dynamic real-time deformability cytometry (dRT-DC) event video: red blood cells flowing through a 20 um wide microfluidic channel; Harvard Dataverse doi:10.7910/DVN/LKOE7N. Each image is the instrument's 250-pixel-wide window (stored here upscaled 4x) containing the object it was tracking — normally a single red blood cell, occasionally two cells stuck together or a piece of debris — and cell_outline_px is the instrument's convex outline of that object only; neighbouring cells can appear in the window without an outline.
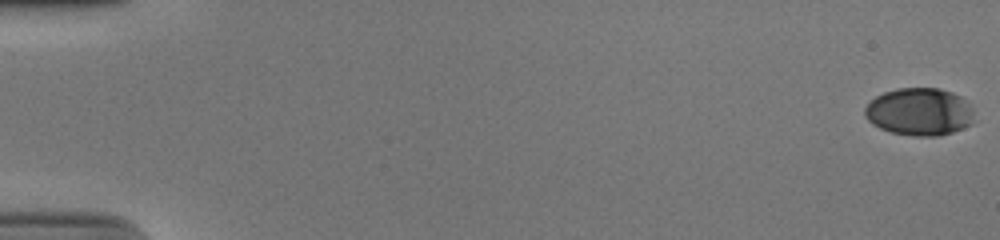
{"species": "human", "species_latin": "Homo sapiens", "temperature_condition": "cold", "stored_images_in_passage": 54, "camera_frame_rate_fps": 3000, "um_per_image_px": 0.085, "donor": {"sex": "male"}, "frame": {"image": 1, "passage_image": 1, "time_ms": 0.0, "image_size_px": [1000, 240], "cell_outline_px": [[976, 120], [972, 124], [952, 132], [936, 136], [912, 136], [892, 132], [880, 128], [872, 124], [864, 116], [864, 108], [876, 96], [884, 92], [896, 88], [940, 88], [952, 92], [960, 96], [972, 108]], "centroid_in_image_um": [78.16, 9.5], "position_along_channel_um": 6.8, "area_um2": 30.52}}
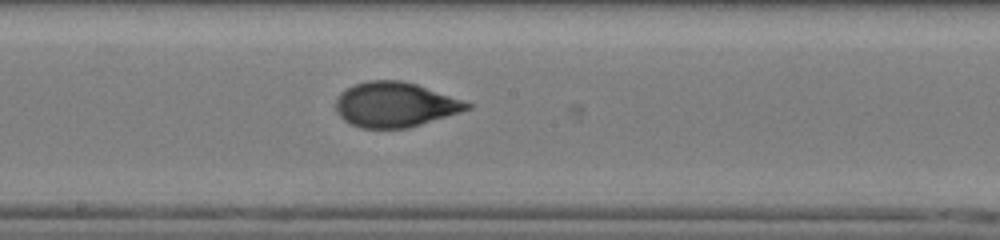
{"frame": {"image": 2, "passage_image": 31, "time_ms": 10.0, "image_size_px": [1000, 240], "cell_outline_px": [[472, 108], [460, 112], [408, 128], [360, 128], [344, 120], [336, 112], [336, 100], [340, 92], [356, 84], [368, 80], [400, 80], [416, 84], [472, 104]], "centroid_in_image_um": [33.54, 8.9], "position_along_channel_um": 214.7, "area_um2": 33.99}}
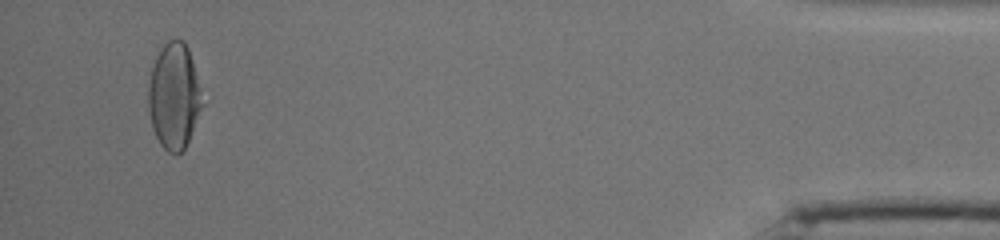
{"frame": {"image": 3, "passage_image": 52, "time_ms": 17.0, "image_size_px": [1000, 240], "cell_outline_px": [[204, 104], [188, 140], [184, 148], [176, 156], [168, 152], [160, 144], [152, 128], [148, 104], [148, 84], [152, 68], [156, 56], [160, 48], [168, 40], [184, 40], [188, 48], [192, 60], [200, 88]], "centroid_in_image_um": [14.79, 8.18], "position_along_channel_um": 420.4, "area_um2": 33.18}, "authors_computed_cell_mechanics": {"area_um2": 33.6107, "velocity_mm_per_s": 3.9142, "shape_relaxation_time_tau1_ms": 5.9144, "shape_relaxation_time_tau2_ms": 0.7061, "deformation_change_tau1": 0.2014, "deformation_change_tau2": 0.0515}}